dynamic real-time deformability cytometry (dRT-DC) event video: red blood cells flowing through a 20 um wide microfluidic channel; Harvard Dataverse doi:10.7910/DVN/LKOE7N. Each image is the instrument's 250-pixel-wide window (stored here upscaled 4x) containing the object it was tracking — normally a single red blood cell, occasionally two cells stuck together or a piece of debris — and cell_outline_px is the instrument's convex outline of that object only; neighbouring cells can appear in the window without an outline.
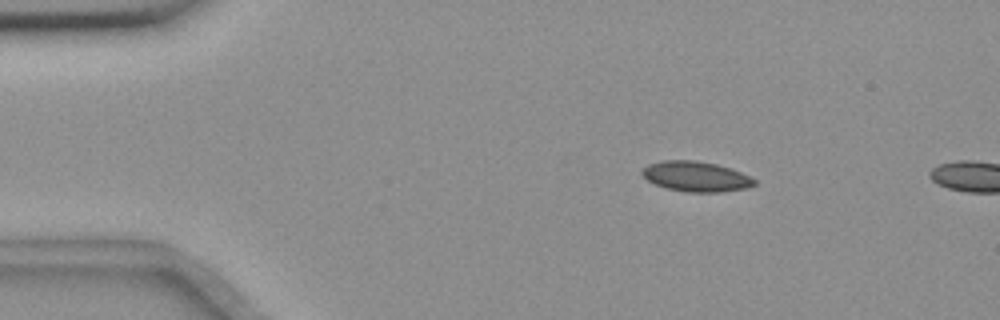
{"species": "common noctule bat (a hibernating species)", "species_latin": "Nyctalus noctula", "temperature_condition": "room temperature", "stored_images_in_passage": 4, "camera_frame_rate_fps": 3000, "um_per_image_px": 0.085, "animal": {"sex": "female", "body_mass_g": 18.4}, "frame": {"image": 1, "passage_image": 1, "time_ms": 0.0, "image_size_px": [1000, 320], "cell_outline_px": [[756, 184], [748, 188], [720, 192], [684, 192], [664, 188], [648, 180], [640, 172], [648, 164], [664, 160], [696, 160], [716, 164], [732, 168], [756, 180]], "centroid_in_image_um": [59.16, 15.0], "position_along_channel_um": 25.8, "area_um2": 19.83}}